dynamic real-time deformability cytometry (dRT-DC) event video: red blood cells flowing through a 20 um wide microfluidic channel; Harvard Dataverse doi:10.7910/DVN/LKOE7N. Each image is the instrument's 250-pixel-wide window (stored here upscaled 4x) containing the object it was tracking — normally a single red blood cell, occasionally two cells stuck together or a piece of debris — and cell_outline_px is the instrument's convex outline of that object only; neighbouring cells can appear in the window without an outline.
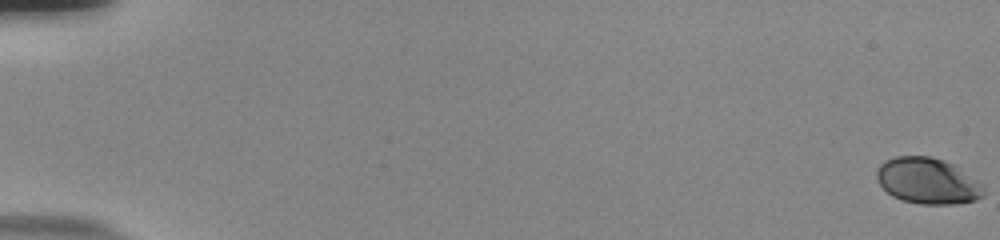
{"species": "human", "species_latin": "Homo sapiens", "temperature_condition": "room temperature", "stored_images_in_passage": 56, "camera_frame_rate_fps": 3000, "um_per_image_px": 0.085, "donor": {"sex": "male"}, "frame": {"image": 1, "passage_image": 1, "time_ms": 0.0, "image_size_px": [1000, 240], "cell_outline_px": [[980, 196], [972, 200], [948, 204], [924, 204], [904, 200], [888, 192], [880, 184], [876, 176], [876, 172], [880, 164], [896, 156], [928, 156], [940, 160], [948, 164]], "centroid_in_image_um": [78.53, 15.37], "position_along_channel_um": 6.5, "area_um2": 25.66}}
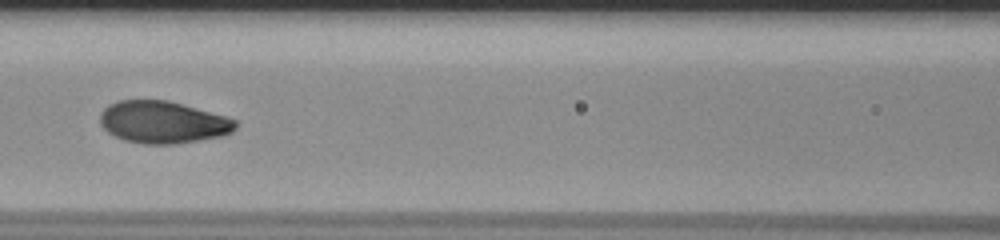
{"frame": {"image": 2, "passage_image": 28, "time_ms": 9.0, "image_size_px": [1000, 240], "cell_outline_px": [[236, 128], [232, 132], [220, 136], [172, 144], [148, 144], [124, 140], [108, 132], [104, 128], [100, 120], [100, 116], [104, 108], [120, 100], [164, 100], [180, 104], [224, 116], [236, 120]], "centroid_in_image_um": [13.83, 10.39], "position_along_channel_um": 152.8, "area_um2": 32.54}}
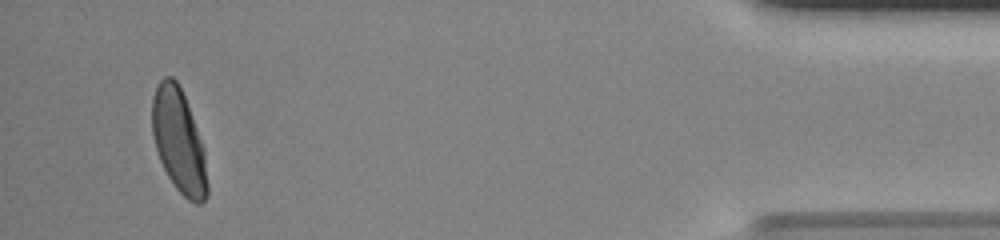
{"frame": {"image": 3, "passage_image": 54, "time_ms": 17.667, "image_size_px": [1000, 240], "cell_outline_px": [[208, 196], [200, 204], [196, 204], [188, 200], [176, 188], [168, 176], [160, 160], [156, 148], [152, 132], [152, 100], [156, 88], [160, 80], [164, 76], [172, 76], [176, 80], [184, 96], [204, 148], [208, 184]], "centroid_in_image_um": [15.2, 12.01], "position_along_channel_um": 420.0, "area_um2": 33.12}, "authors_computed_cell_mechanics": {"area_um2": 32.368, "velocity_mm_per_s": 3.822, "shape_relaxation_time_tau1_ms": 3.48, "shape_relaxation_time_tau2_ms": null, "deformation_change_tau1": 0.1555, "deformation_change_tau2": null}}